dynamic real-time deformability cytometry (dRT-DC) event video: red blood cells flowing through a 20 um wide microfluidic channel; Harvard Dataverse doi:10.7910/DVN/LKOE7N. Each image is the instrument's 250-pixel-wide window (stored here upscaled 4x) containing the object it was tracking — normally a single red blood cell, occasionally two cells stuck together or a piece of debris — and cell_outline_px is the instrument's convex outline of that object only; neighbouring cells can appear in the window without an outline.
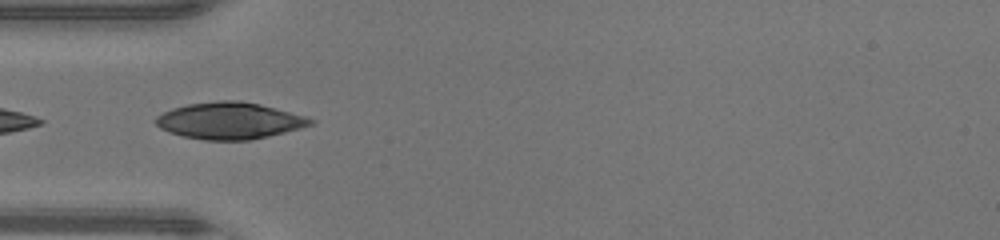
{"species": "human", "species_latin": "Homo sapiens", "temperature_condition": "warm", "stored_images_in_passage": 34, "camera_frame_rate_fps": 3000, "um_per_image_px": 0.085, "donor": {"sex": "male"}, "frame": {"image": 1, "passage_image": 1, "time_ms": 0.0, "image_size_px": [1000, 240], "cell_outline_px": [[316, 120], [312, 124], [300, 128], [252, 140], [204, 140], [184, 136], [168, 132], [160, 128], [156, 124], [156, 116], [172, 108], [188, 104], [220, 100], [240, 100], [260, 104], [304, 116]], "centroid_in_image_um": [19.49, 10.26], "position_along_channel_um": 65.5, "area_um2": 32.89}}
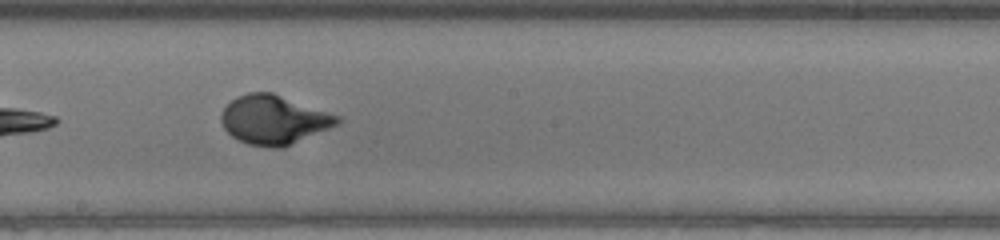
{"frame": {"image": 2, "passage_image": 12, "time_ms": 3.667, "image_size_px": [1000, 240], "cell_outline_px": [[344, 120], [340, 124], [284, 148], [268, 148], [248, 144], [232, 136], [224, 128], [220, 120], [220, 116], [224, 108], [236, 96], [248, 92], [272, 92], [340, 116]], "centroid_in_image_um": [23.31, 10.19], "position_along_channel_um": 224.9, "area_um2": 33.47}}
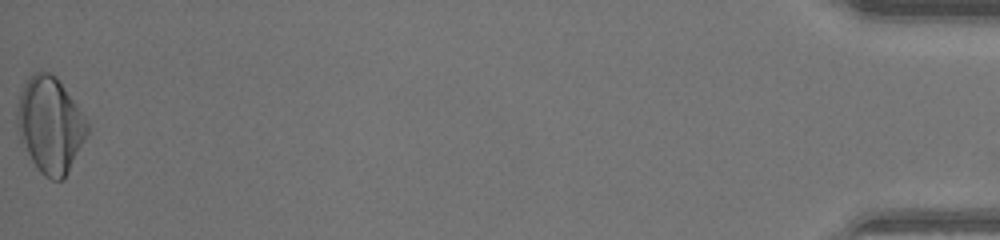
{"frame": {"image": 3, "passage_image": 34, "time_ms": 11.0, "image_size_px": [1000, 240], "cell_outline_px": [[88, 132], [64, 180], [52, 180], [44, 176], [40, 172], [32, 160], [20, 140], [16, 120], [16, 108], [20, 92], [24, 84], [32, 72], [48, 72], [56, 76], [88, 124]], "centroid_in_image_um": [4.22, 10.62], "position_along_channel_um": 431.0, "area_um2": 38.67}, "authors_computed_cell_mechanics": {"area_um2": 33.1194, "velocity_mm_per_s": 4.3087, "shape_relaxation_time_tau1_ms": 3.458, "shape_relaxation_time_tau2_ms": null, "deformation_change_tau1": 0.2102, "deformation_change_tau2": null}}